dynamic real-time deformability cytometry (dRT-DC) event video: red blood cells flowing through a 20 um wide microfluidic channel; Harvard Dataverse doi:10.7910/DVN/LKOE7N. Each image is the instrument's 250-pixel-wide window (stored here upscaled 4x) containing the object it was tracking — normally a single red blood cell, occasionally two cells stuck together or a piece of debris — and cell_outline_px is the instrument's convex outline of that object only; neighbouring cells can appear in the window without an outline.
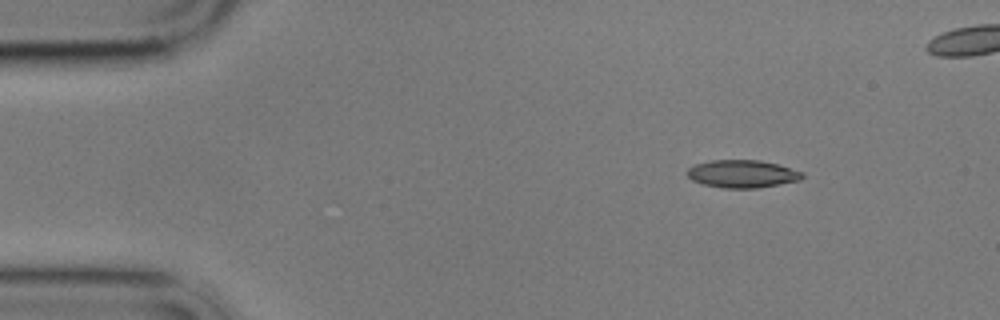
{"species": "common noctule bat (a hibernating species)", "species_latin": "Nyctalus noctula", "temperature_condition": "cold", "stored_images_in_passage": 9, "camera_frame_rate_fps": 3000, "um_per_image_px": 0.085, "animal": {"sex": "male", "body_mass_g": 17.9}, "frame": {"image": 1, "passage_image": 1, "time_ms": 0.0, "image_size_px": [1000, 320], "cell_outline_px": [[804, 176], [800, 180], [756, 188], [720, 188], [704, 184], [692, 180], [688, 176], [688, 168], [696, 164], [712, 160], [760, 160], [776, 164], [804, 172]], "centroid_in_image_um": [63.1, 14.78], "position_along_channel_um": 21.9, "area_um2": 18.44}}
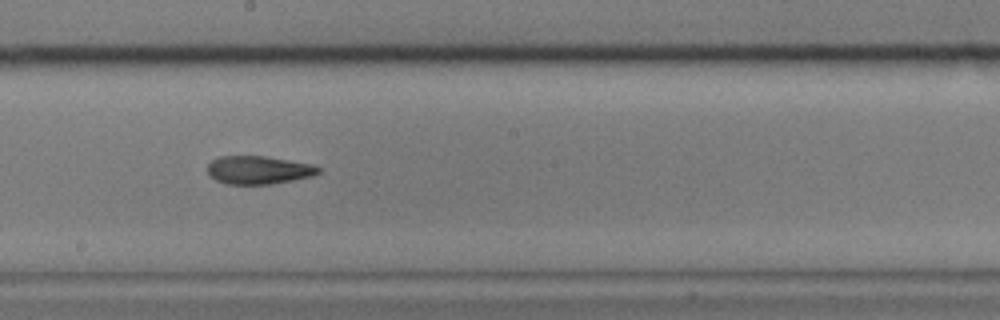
{"frame": {"image": 2, "passage_image": 8, "time_ms": 8.0, "image_size_px": [1000, 320], "cell_outline_px": [[320, 172], [312, 176], [272, 184], [224, 184], [216, 180], [208, 172], [208, 164], [212, 160], [220, 156], [264, 156], [316, 164], [320, 168]], "centroid_in_image_um": [22.01, 14.44], "position_along_channel_um": 226.2, "area_um2": 18.26}}
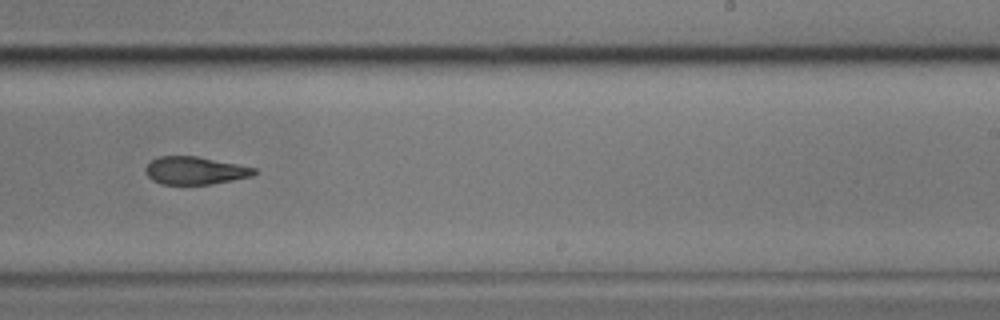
{"frame": {"image": 3, "passage_image": 9, "time_ms": 9.333, "image_size_px": [1000, 320], "cell_outline_px": [[256, 172], [252, 176], [212, 184], [160, 184], [152, 180], [144, 172], [144, 168], [152, 160], [160, 156], [196, 156], [256, 168]], "centroid_in_image_um": [16.54, 14.5], "position_along_channel_um": 272.5, "area_um2": 17.46}}